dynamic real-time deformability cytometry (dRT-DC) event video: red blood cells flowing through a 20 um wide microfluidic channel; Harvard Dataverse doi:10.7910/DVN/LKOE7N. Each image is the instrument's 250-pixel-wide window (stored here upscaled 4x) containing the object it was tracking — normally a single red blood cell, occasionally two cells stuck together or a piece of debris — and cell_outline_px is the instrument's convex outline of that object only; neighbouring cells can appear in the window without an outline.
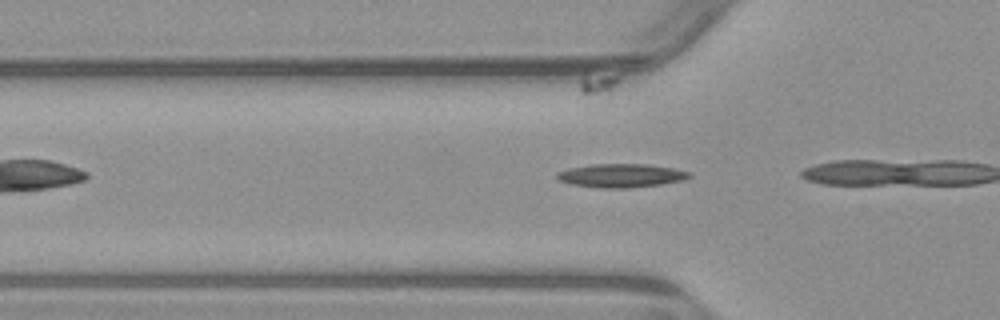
{"species": "common noctule bat (a hibernating species)", "species_latin": "Nyctalus noctula", "temperature_condition": "warm", "stored_images_in_passage": 4, "camera_frame_rate_fps": 3000, "um_per_image_px": 0.085, "animal": {"sex": "male", "body_mass_g": 23.1, "forearm_length_mm": 52.7}, "frame": {"image": 1, "passage_image": 2, "time_ms": 0.333, "image_size_px": [1000, 320], "cell_outline_px": [[692, 176], [684, 180], [660, 184], [628, 188], [600, 188], [572, 184], [560, 180], [556, 176], [556, 172], [568, 168], [592, 164], [648, 164], [672, 168], [692, 172]], "centroid_in_image_um": [52.81, 14.92], "position_along_channel_um": 73.0, "area_um2": 18.21}}